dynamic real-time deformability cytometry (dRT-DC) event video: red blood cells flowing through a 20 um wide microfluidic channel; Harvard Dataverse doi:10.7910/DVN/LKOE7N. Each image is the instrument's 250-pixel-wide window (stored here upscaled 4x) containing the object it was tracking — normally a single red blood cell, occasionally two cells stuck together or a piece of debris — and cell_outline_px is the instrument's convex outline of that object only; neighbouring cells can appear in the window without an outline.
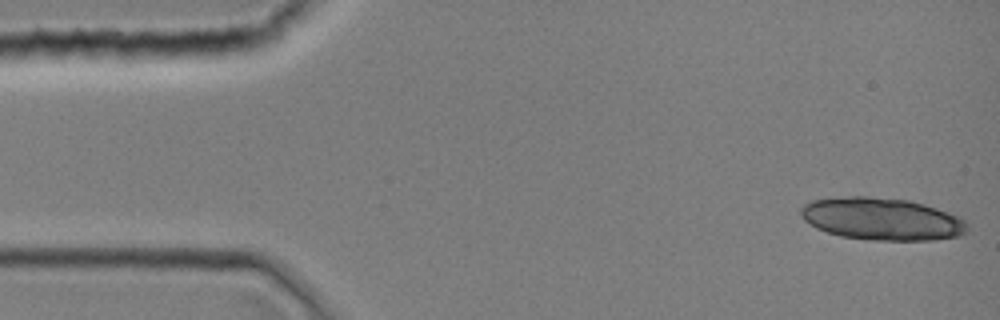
{"species": "common noctule bat (a hibernating species)", "species_latin": "Nyctalus noctula", "temperature_condition": "room temperature", "stored_images_in_passage": 11, "camera_frame_rate_fps": 3000, "um_per_image_px": 0.085, "animal": {"sex": "female", "body_mass_g": 19.0, "forearm_length_mm": 51.5}, "frame": {"image": 1, "passage_image": 1, "time_ms": 0.0, "image_size_px": [1000, 320], "cell_outline_px": [[968, 232], [960, 236], [932, 240], [868, 240], [840, 236], [816, 228], [804, 220], [800, 216], [800, 208], [804, 204], [812, 200], [848, 196], [868, 196], [908, 200], [924, 204], [960, 216], [968, 224]], "centroid_in_image_um": [74.97, 18.61], "position_along_channel_um": 10.0, "area_um2": 41.38}}